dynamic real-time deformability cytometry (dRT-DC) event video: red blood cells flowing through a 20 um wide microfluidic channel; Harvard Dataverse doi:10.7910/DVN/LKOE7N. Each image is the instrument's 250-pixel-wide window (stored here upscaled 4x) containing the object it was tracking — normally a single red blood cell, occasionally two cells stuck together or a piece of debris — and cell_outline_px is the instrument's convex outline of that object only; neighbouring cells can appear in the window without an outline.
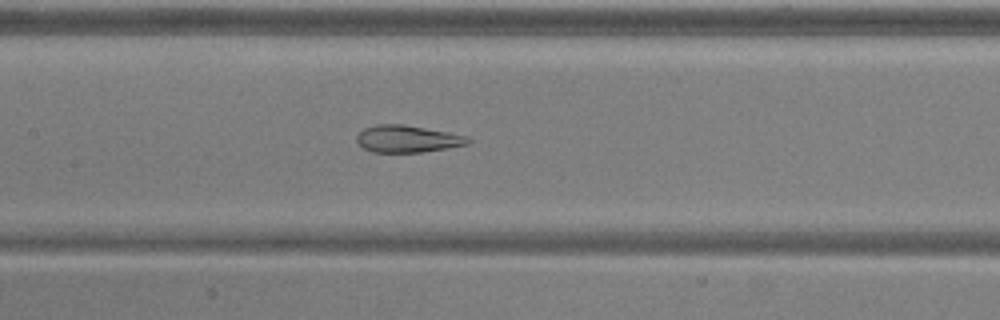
{"species": "common noctule bat (a hibernating species)", "species_latin": "Nyctalus noctula", "temperature_condition": "warm", "stored_images_in_passage": 51, "camera_frame_rate_fps": 3000, "um_per_image_px": 0.085, "animal": {"sex": "male", "body_mass_g": 20.5, "forearm_length_mm": 52.5}, "frame": {"image": 1, "passage_image": 23, "time_ms": 7.333, "image_size_px": [1000, 320], "cell_outline_px": [[472, 140], [468, 144], [448, 148], [420, 152], [372, 152], [364, 148], [356, 140], [356, 136], [364, 128], [376, 124], [404, 124], [448, 132], [468, 136]], "centroid_in_image_um": [34.64, 11.8], "position_along_channel_um": 172.8, "area_um2": 17.57}}
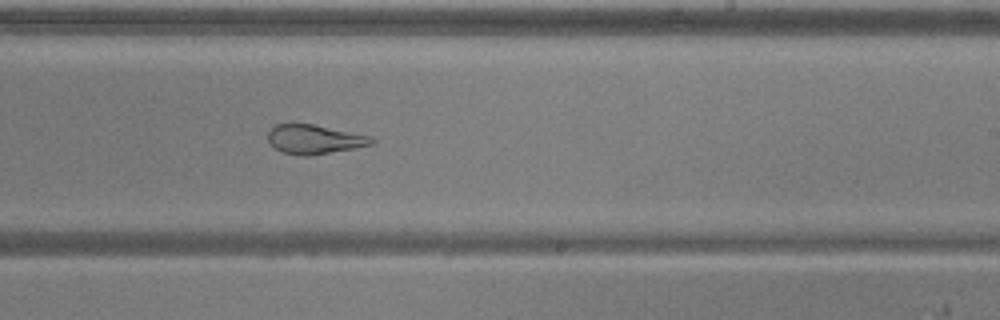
{"frame": {"image": 2, "passage_image": 30, "time_ms": 9.667, "image_size_px": [1000, 320], "cell_outline_px": [[376, 140], [372, 144], [356, 148], [308, 156], [304, 156], [284, 152], [276, 148], [268, 140], [268, 132], [276, 124], [312, 124], [372, 136]], "centroid_in_image_um": [26.77, 11.84], "position_along_channel_um": 262.2, "area_um2": 17.46}}
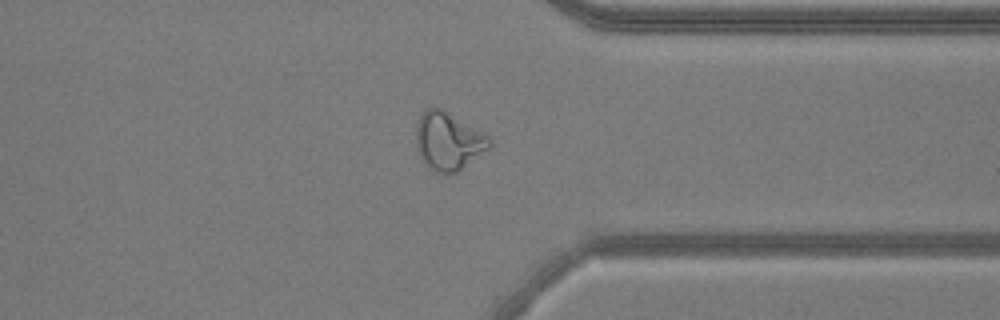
{"frame": {"image": 3, "passage_image": 39, "time_ms": 12.667, "image_size_px": [1000, 320], "cell_outline_px": [[492, 144], [488, 148], [456, 172], [444, 176], [436, 172], [424, 164], [420, 156], [416, 144], [416, 124], [420, 116], [432, 104], [440, 108], [488, 136]], "centroid_in_image_um": [38.05, 12.01], "position_along_channel_um": 373.4, "area_um2": 24.39}, "authors_computed_cell_mechanics": {"area_um2": 24.2182, "velocity_mm_per_s": 3.851, "shape_relaxation_time_tau1_ms": null, "shape_relaxation_time_tau2_ms": 1.492, "deformation_change_tau1": null, "deformation_change_tau2": 0.0553}}